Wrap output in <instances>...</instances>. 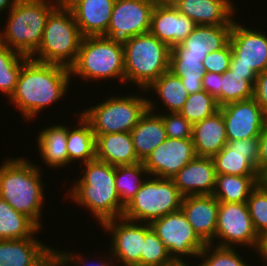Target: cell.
I'll use <instances>...</instances> for the list:
<instances>
[{"mask_svg":"<svg viewBox=\"0 0 267 266\" xmlns=\"http://www.w3.org/2000/svg\"><path fill=\"white\" fill-rule=\"evenodd\" d=\"M70 79L68 67L29 58L22 66L16 88L9 99L25 120H32L49 104L66 96Z\"/></svg>","mask_w":267,"mask_h":266,"instance_id":"1","label":"cell"},{"mask_svg":"<svg viewBox=\"0 0 267 266\" xmlns=\"http://www.w3.org/2000/svg\"><path fill=\"white\" fill-rule=\"evenodd\" d=\"M81 166L82 177L69 189L73 202L91 211L101 225L122 217L125 207L115 187V166L97 159Z\"/></svg>","mask_w":267,"mask_h":266,"instance_id":"2","label":"cell"},{"mask_svg":"<svg viewBox=\"0 0 267 266\" xmlns=\"http://www.w3.org/2000/svg\"><path fill=\"white\" fill-rule=\"evenodd\" d=\"M40 167L28 159L7 158L0 166V197L40 229L44 201Z\"/></svg>","mask_w":267,"mask_h":266,"instance_id":"3","label":"cell"},{"mask_svg":"<svg viewBox=\"0 0 267 266\" xmlns=\"http://www.w3.org/2000/svg\"><path fill=\"white\" fill-rule=\"evenodd\" d=\"M54 1V3L52 2ZM62 0H19L8 12L0 42L31 57L40 46L47 18Z\"/></svg>","mask_w":267,"mask_h":266,"instance_id":"4","label":"cell"},{"mask_svg":"<svg viewBox=\"0 0 267 266\" xmlns=\"http://www.w3.org/2000/svg\"><path fill=\"white\" fill-rule=\"evenodd\" d=\"M82 38L71 9L62 0L50 12L40 46L30 58L69 68L77 58Z\"/></svg>","mask_w":267,"mask_h":266,"instance_id":"5","label":"cell"},{"mask_svg":"<svg viewBox=\"0 0 267 266\" xmlns=\"http://www.w3.org/2000/svg\"><path fill=\"white\" fill-rule=\"evenodd\" d=\"M123 48L125 83L143 92L169 70L171 48L150 32L131 37Z\"/></svg>","mask_w":267,"mask_h":266,"instance_id":"6","label":"cell"},{"mask_svg":"<svg viewBox=\"0 0 267 266\" xmlns=\"http://www.w3.org/2000/svg\"><path fill=\"white\" fill-rule=\"evenodd\" d=\"M71 76L86 80L119 78L125 82L123 45L104 36L82 38L75 62L69 67Z\"/></svg>","mask_w":267,"mask_h":266,"instance_id":"7","label":"cell"},{"mask_svg":"<svg viewBox=\"0 0 267 266\" xmlns=\"http://www.w3.org/2000/svg\"><path fill=\"white\" fill-rule=\"evenodd\" d=\"M148 178L125 207L122 217L139 223H151L181 209L184 196L172 179Z\"/></svg>","mask_w":267,"mask_h":266,"instance_id":"8","label":"cell"},{"mask_svg":"<svg viewBox=\"0 0 267 266\" xmlns=\"http://www.w3.org/2000/svg\"><path fill=\"white\" fill-rule=\"evenodd\" d=\"M148 109V98L139 95L110 96L82 111L94 134L131 132Z\"/></svg>","mask_w":267,"mask_h":266,"instance_id":"9","label":"cell"},{"mask_svg":"<svg viewBox=\"0 0 267 266\" xmlns=\"http://www.w3.org/2000/svg\"><path fill=\"white\" fill-rule=\"evenodd\" d=\"M232 57L229 70L239 75H258L267 69V35L241 26L235 20L229 38Z\"/></svg>","mask_w":267,"mask_h":266,"instance_id":"10","label":"cell"},{"mask_svg":"<svg viewBox=\"0 0 267 266\" xmlns=\"http://www.w3.org/2000/svg\"><path fill=\"white\" fill-rule=\"evenodd\" d=\"M216 238V239H215ZM218 241L215 245V240ZM260 236L255 231L247 203L219 202L213 245L220 247L252 246L258 249Z\"/></svg>","mask_w":267,"mask_h":266,"instance_id":"11","label":"cell"},{"mask_svg":"<svg viewBox=\"0 0 267 266\" xmlns=\"http://www.w3.org/2000/svg\"><path fill=\"white\" fill-rule=\"evenodd\" d=\"M150 226L174 261H184L186 255L198 258L206 246L181 209L152 221Z\"/></svg>","mask_w":267,"mask_h":266,"instance_id":"12","label":"cell"},{"mask_svg":"<svg viewBox=\"0 0 267 266\" xmlns=\"http://www.w3.org/2000/svg\"><path fill=\"white\" fill-rule=\"evenodd\" d=\"M154 6L149 0H115L104 37L124 45L131 37L149 32Z\"/></svg>","mask_w":267,"mask_h":266,"instance_id":"13","label":"cell"},{"mask_svg":"<svg viewBox=\"0 0 267 266\" xmlns=\"http://www.w3.org/2000/svg\"><path fill=\"white\" fill-rule=\"evenodd\" d=\"M101 226L106 232H111V257L117 258L124 266H140L145 224L119 217L105 221Z\"/></svg>","mask_w":267,"mask_h":266,"instance_id":"14","label":"cell"},{"mask_svg":"<svg viewBox=\"0 0 267 266\" xmlns=\"http://www.w3.org/2000/svg\"><path fill=\"white\" fill-rule=\"evenodd\" d=\"M195 157L191 138H167L142 163L149 176L171 179Z\"/></svg>","mask_w":267,"mask_h":266,"instance_id":"15","label":"cell"},{"mask_svg":"<svg viewBox=\"0 0 267 266\" xmlns=\"http://www.w3.org/2000/svg\"><path fill=\"white\" fill-rule=\"evenodd\" d=\"M227 132V140L258 138L267 114L254 98L219 107Z\"/></svg>","mask_w":267,"mask_h":266,"instance_id":"16","label":"cell"},{"mask_svg":"<svg viewBox=\"0 0 267 266\" xmlns=\"http://www.w3.org/2000/svg\"><path fill=\"white\" fill-rule=\"evenodd\" d=\"M258 156V138H249L228 141L212 160L216 174L260 176L257 172Z\"/></svg>","mask_w":267,"mask_h":266,"instance_id":"17","label":"cell"},{"mask_svg":"<svg viewBox=\"0 0 267 266\" xmlns=\"http://www.w3.org/2000/svg\"><path fill=\"white\" fill-rule=\"evenodd\" d=\"M195 26V23L186 15H182L172 3L155 4L149 32L173 48L180 44Z\"/></svg>","mask_w":267,"mask_h":266,"instance_id":"18","label":"cell"},{"mask_svg":"<svg viewBox=\"0 0 267 266\" xmlns=\"http://www.w3.org/2000/svg\"><path fill=\"white\" fill-rule=\"evenodd\" d=\"M231 29L232 24L196 25L180 44L171 48L170 56L206 57L229 43Z\"/></svg>","mask_w":267,"mask_h":266,"instance_id":"19","label":"cell"},{"mask_svg":"<svg viewBox=\"0 0 267 266\" xmlns=\"http://www.w3.org/2000/svg\"><path fill=\"white\" fill-rule=\"evenodd\" d=\"M63 2L71 9L83 37L106 34L115 0H63Z\"/></svg>","mask_w":267,"mask_h":266,"instance_id":"20","label":"cell"},{"mask_svg":"<svg viewBox=\"0 0 267 266\" xmlns=\"http://www.w3.org/2000/svg\"><path fill=\"white\" fill-rule=\"evenodd\" d=\"M219 201L213 195H188L182 199L181 210L197 235L212 244L215 237Z\"/></svg>","mask_w":267,"mask_h":266,"instance_id":"21","label":"cell"},{"mask_svg":"<svg viewBox=\"0 0 267 266\" xmlns=\"http://www.w3.org/2000/svg\"><path fill=\"white\" fill-rule=\"evenodd\" d=\"M183 196L212 195L216 172L211 157L196 156L171 178Z\"/></svg>","mask_w":267,"mask_h":266,"instance_id":"22","label":"cell"},{"mask_svg":"<svg viewBox=\"0 0 267 266\" xmlns=\"http://www.w3.org/2000/svg\"><path fill=\"white\" fill-rule=\"evenodd\" d=\"M173 6L195 25L233 24L235 5L231 0H173ZM234 6V7H233Z\"/></svg>","mask_w":267,"mask_h":266,"instance_id":"23","label":"cell"},{"mask_svg":"<svg viewBox=\"0 0 267 266\" xmlns=\"http://www.w3.org/2000/svg\"><path fill=\"white\" fill-rule=\"evenodd\" d=\"M155 102L148 99V109L141 116L130 134L138 159L143 162L147 156L167 139L162 117L154 113Z\"/></svg>","mask_w":267,"mask_h":266,"instance_id":"24","label":"cell"},{"mask_svg":"<svg viewBox=\"0 0 267 266\" xmlns=\"http://www.w3.org/2000/svg\"><path fill=\"white\" fill-rule=\"evenodd\" d=\"M192 142L196 156L213 157L228 142L221 110L193 124Z\"/></svg>","mask_w":267,"mask_h":266,"instance_id":"25","label":"cell"},{"mask_svg":"<svg viewBox=\"0 0 267 266\" xmlns=\"http://www.w3.org/2000/svg\"><path fill=\"white\" fill-rule=\"evenodd\" d=\"M94 135L97 160L115 167L141 162L135 153L130 132Z\"/></svg>","mask_w":267,"mask_h":266,"instance_id":"26","label":"cell"},{"mask_svg":"<svg viewBox=\"0 0 267 266\" xmlns=\"http://www.w3.org/2000/svg\"><path fill=\"white\" fill-rule=\"evenodd\" d=\"M48 248L35 235L30 238L0 240V266H30Z\"/></svg>","mask_w":267,"mask_h":266,"instance_id":"27","label":"cell"},{"mask_svg":"<svg viewBox=\"0 0 267 266\" xmlns=\"http://www.w3.org/2000/svg\"><path fill=\"white\" fill-rule=\"evenodd\" d=\"M37 143L39 154L47 167L62 168L69 164V156L66 148L67 126L58 124L46 127L39 132Z\"/></svg>","mask_w":267,"mask_h":266,"instance_id":"28","label":"cell"},{"mask_svg":"<svg viewBox=\"0 0 267 266\" xmlns=\"http://www.w3.org/2000/svg\"><path fill=\"white\" fill-rule=\"evenodd\" d=\"M262 181L261 176L216 174L212 195L219 202L247 203L251 191Z\"/></svg>","mask_w":267,"mask_h":266,"instance_id":"29","label":"cell"},{"mask_svg":"<svg viewBox=\"0 0 267 266\" xmlns=\"http://www.w3.org/2000/svg\"><path fill=\"white\" fill-rule=\"evenodd\" d=\"M79 124L75 128L67 126L66 148L69 156V164L74 160L81 162L80 165L96 159L95 135L90 123L78 113ZM72 129V130H71Z\"/></svg>","mask_w":267,"mask_h":266,"instance_id":"30","label":"cell"},{"mask_svg":"<svg viewBox=\"0 0 267 266\" xmlns=\"http://www.w3.org/2000/svg\"><path fill=\"white\" fill-rule=\"evenodd\" d=\"M39 230L30 218L0 197V240L30 238Z\"/></svg>","mask_w":267,"mask_h":266,"instance_id":"31","label":"cell"},{"mask_svg":"<svg viewBox=\"0 0 267 266\" xmlns=\"http://www.w3.org/2000/svg\"><path fill=\"white\" fill-rule=\"evenodd\" d=\"M151 89L155 90L169 113L180 112L188 98L181 78L169 70L156 79L146 90Z\"/></svg>","mask_w":267,"mask_h":266,"instance_id":"32","label":"cell"},{"mask_svg":"<svg viewBox=\"0 0 267 266\" xmlns=\"http://www.w3.org/2000/svg\"><path fill=\"white\" fill-rule=\"evenodd\" d=\"M205 57L170 56L169 71L181 78L188 94L202 91Z\"/></svg>","mask_w":267,"mask_h":266,"instance_id":"33","label":"cell"},{"mask_svg":"<svg viewBox=\"0 0 267 266\" xmlns=\"http://www.w3.org/2000/svg\"><path fill=\"white\" fill-rule=\"evenodd\" d=\"M29 58L0 42V92L9 98L14 93L22 66Z\"/></svg>","mask_w":267,"mask_h":266,"instance_id":"34","label":"cell"},{"mask_svg":"<svg viewBox=\"0 0 267 266\" xmlns=\"http://www.w3.org/2000/svg\"><path fill=\"white\" fill-rule=\"evenodd\" d=\"M148 172L142 162L115 167V187L121 204L126 207L146 180ZM144 175V179L140 176Z\"/></svg>","mask_w":267,"mask_h":266,"instance_id":"35","label":"cell"},{"mask_svg":"<svg viewBox=\"0 0 267 266\" xmlns=\"http://www.w3.org/2000/svg\"><path fill=\"white\" fill-rule=\"evenodd\" d=\"M257 75H239L227 70L221 74V106L253 98Z\"/></svg>","mask_w":267,"mask_h":266,"instance_id":"36","label":"cell"},{"mask_svg":"<svg viewBox=\"0 0 267 266\" xmlns=\"http://www.w3.org/2000/svg\"><path fill=\"white\" fill-rule=\"evenodd\" d=\"M218 110L219 106L216 99L202 90L197 93L188 94V98L179 113L189 122L195 124L213 115Z\"/></svg>","mask_w":267,"mask_h":266,"instance_id":"37","label":"cell"},{"mask_svg":"<svg viewBox=\"0 0 267 266\" xmlns=\"http://www.w3.org/2000/svg\"><path fill=\"white\" fill-rule=\"evenodd\" d=\"M172 262L174 260L162 240L152 230L150 223H145V241L140 266H167Z\"/></svg>","mask_w":267,"mask_h":266,"instance_id":"38","label":"cell"},{"mask_svg":"<svg viewBox=\"0 0 267 266\" xmlns=\"http://www.w3.org/2000/svg\"><path fill=\"white\" fill-rule=\"evenodd\" d=\"M247 206L255 231L259 236L267 233V185L263 181L251 191Z\"/></svg>","mask_w":267,"mask_h":266,"instance_id":"39","label":"cell"},{"mask_svg":"<svg viewBox=\"0 0 267 266\" xmlns=\"http://www.w3.org/2000/svg\"><path fill=\"white\" fill-rule=\"evenodd\" d=\"M239 255L235 247H215L213 244H206L198 255V258H203L198 266H249Z\"/></svg>","mask_w":267,"mask_h":266,"instance_id":"40","label":"cell"},{"mask_svg":"<svg viewBox=\"0 0 267 266\" xmlns=\"http://www.w3.org/2000/svg\"><path fill=\"white\" fill-rule=\"evenodd\" d=\"M167 138L187 139L192 138L193 124L179 112L160 113Z\"/></svg>","mask_w":267,"mask_h":266,"instance_id":"41","label":"cell"},{"mask_svg":"<svg viewBox=\"0 0 267 266\" xmlns=\"http://www.w3.org/2000/svg\"><path fill=\"white\" fill-rule=\"evenodd\" d=\"M232 57V49L228 43L224 48L212 51L203 60L205 72L223 74L229 70Z\"/></svg>","mask_w":267,"mask_h":266,"instance_id":"42","label":"cell"},{"mask_svg":"<svg viewBox=\"0 0 267 266\" xmlns=\"http://www.w3.org/2000/svg\"><path fill=\"white\" fill-rule=\"evenodd\" d=\"M57 254H58V266H73L74 264H76L74 266H80L81 264L82 266H87V262H84L86 261L85 260L86 258H83L80 254L76 255L74 254V252L68 253L67 251L65 252L62 250L61 251L57 250ZM109 260L107 261L104 260V262L102 261L100 262L97 260V265H93L94 263L89 265L90 264L89 263L88 266H114L112 265L113 263H115L113 262L114 260L113 259L111 260L110 258Z\"/></svg>","mask_w":267,"mask_h":266,"instance_id":"43","label":"cell"},{"mask_svg":"<svg viewBox=\"0 0 267 266\" xmlns=\"http://www.w3.org/2000/svg\"><path fill=\"white\" fill-rule=\"evenodd\" d=\"M221 74L205 72L202 80V89L212 95L221 107Z\"/></svg>","mask_w":267,"mask_h":266,"instance_id":"44","label":"cell"},{"mask_svg":"<svg viewBox=\"0 0 267 266\" xmlns=\"http://www.w3.org/2000/svg\"><path fill=\"white\" fill-rule=\"evenodd\" d=\"M253 98L267 114V69L256 77L253 86Z\"/></svg>","mask_w":267,"mask_h":266,"instance_id":"45","label":"cell"},{"mask_svg":"<svg viewBox=\"0 0 267 266\" xmlns=\"http://www.w3.org/2000/svg\"><path fill=\"white\" fill-rule=\"evenodd\" d=\"M259 156L257 160V172L263 178L267 175V120L258 137Z\"/></svg>","mask_w":267,"mask_h":266,"instance_id":"46","label":"cell"},{"mask_svg":"<svg viewBox=\"0 0 267 266\" xmlns=\"http://www.w3.org/2000/svg\"><path fill=\"white\" fill-rule=\"evenodd\" d=\"M30 266H58L57 249L49 247L32 265Z\"/></svg>","mask_w":267,"mask_h":266,"instance_id":"47","label":"cell"},{"mask_svg":"<svg viewBox=\"0 0 267 266\" xmlns=\"http://www.w3.org/2000/svg\"><path fill=\"white\" fill-rule=\"evenodd\" d=\"M260 258L263 259V263L267 265V233L260 236V242L257 251Z\"/></svg>","mask_w":267,"mask_h":266,"instance_id":"48","label":"cell"},{"mask_svg":"<svg viewBox=\"0 0 267 266\" xmlns=\"http://www.w3.org/2000/svg\"><path fill=\"white\" fill-rule=\"evenodd\" d=\"M19 0H0V12L10 10Z\"/></svg>","mask_w":267,"mask_h":266,"instance_id":"49","label":"cell"},{"mask_svg":"<svg viewBox=\"0 0 267 266\" xmlns=\"http://www.w3.org/2000/svg\"><path fill=\"white\" fill-rule=\"evenodd\" d=\"M167 266H189V264L185 263V261H174Z\"/></svg>","mask_w":267,"mask_h":266,"instance_id":"50","label":"cell"},{"mask_svg":"<svg viewBox=\"0 0 267 266\" xmlns=\"http://www.w3.org/2000/svg\"><path fill=\"white\" fill-rule=\"evenodd\" d=\"M154 2L155 4H164V3H172L173 0H149Z\"/></svg>","mask_w":267,"mask_h":266,"instance_id":"51","label":"cell"},{"mask_svg":"<svg viewBox=\"0 0 267 266\" xmlns=\"http://www.w3.org/2000/svg\"><path fill=\"white\" fill-rule=\"evenodd\" d=\"M262 181L267 185V175L262 178Z\"/></svg>","mask_w":267,"mask_h":266,"instance_id":"52","label":"cell"}]
</instances>
